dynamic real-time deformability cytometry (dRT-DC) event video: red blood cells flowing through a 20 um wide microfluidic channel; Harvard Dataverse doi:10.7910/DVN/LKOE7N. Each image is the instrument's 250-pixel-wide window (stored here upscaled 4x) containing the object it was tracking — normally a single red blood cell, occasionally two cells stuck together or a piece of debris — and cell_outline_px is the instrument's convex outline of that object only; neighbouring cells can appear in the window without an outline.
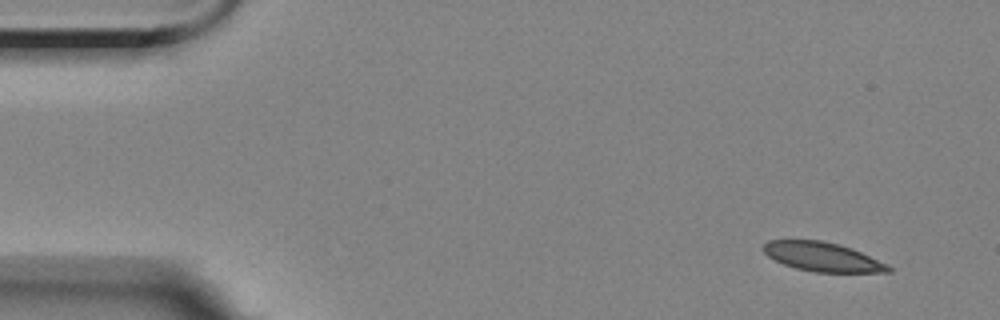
{"species": "Egyptian fruit bat (a non-hibernating species)", "species_latin": "Rousettus aegyptiacus", "temperature_condition": "room temperature", "stored_images_in_passage": 5, "camera_frame_rate_fps": 3000, "um_per_image_px": 0.085, "animal": {"sex": "female"}, "frame": {"image": 1, "passage_image": 1, "time_ms": 0.0, "image_size_px": [1000, 320], "cell_outline_px": [[892, 272], [816, 272], [796, 268], [784, 264], [768, 256], [760, 248], [768, 240], [820, 240], [840, 244], [852, 248], [888, 264], [892, 268]], "centroid_in_image_um": [69.92, 21.82], "position_along_channel_um": 15.1, "area_um2": 21.21}}
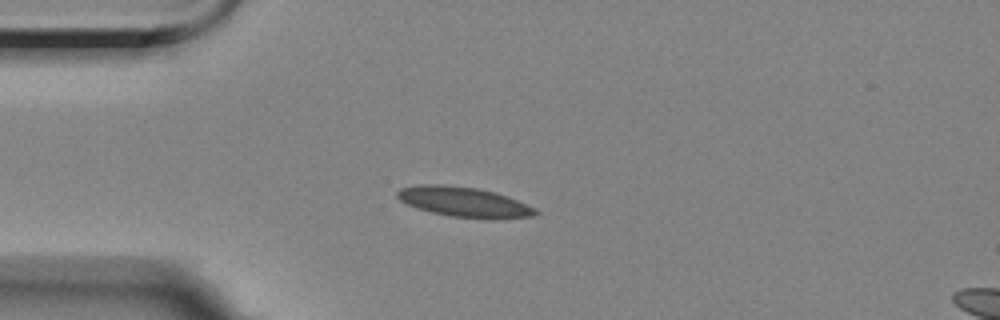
{"frame": {"image": 2, "passage_image": 4, "time_ms": 3.333, "image_size_px": [1000, 320], "cell_outline_px": [[540, 212], [536, 216], [492, 220], [448, 216], [416, 208], [400, 200], [396, 196], [396, 192], [400, 188], [416, 184], [444, 184], [476, 188], [496, 192], [536, 208]], "centroid_in_image_um": [39.46, 17.18], "position_along_channel_um": 45.5, "area_um2": 24.57}}
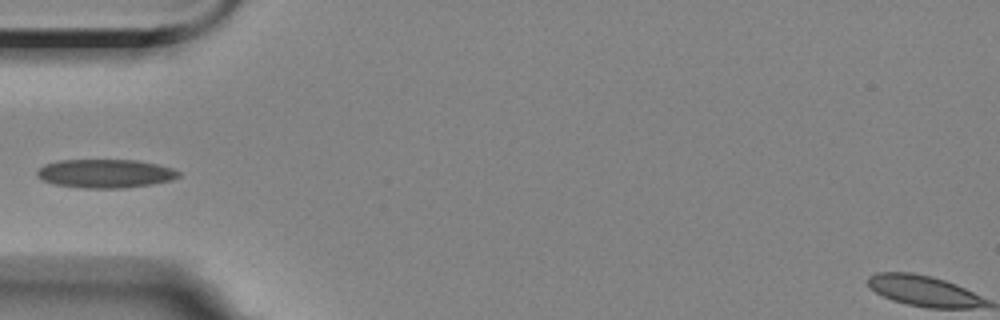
{"frame": {"image": 3, "passage_image": 5, "time_ms": 4.667, "image_size_px": [1000, 320], "cell_outline_px": [[180, 176], [172, 180], [152, 184], [124, 188], [80, 188], [52, 184], [36, 176], [36, 172], [44, 164], [60, 160], [136, 160], [156, 164], [172, 168], [180, 172]], "centroid_in_image_um": [8.94, 14.75], "position_along_channel_um": 76.1, "area_um2": 23.7}}